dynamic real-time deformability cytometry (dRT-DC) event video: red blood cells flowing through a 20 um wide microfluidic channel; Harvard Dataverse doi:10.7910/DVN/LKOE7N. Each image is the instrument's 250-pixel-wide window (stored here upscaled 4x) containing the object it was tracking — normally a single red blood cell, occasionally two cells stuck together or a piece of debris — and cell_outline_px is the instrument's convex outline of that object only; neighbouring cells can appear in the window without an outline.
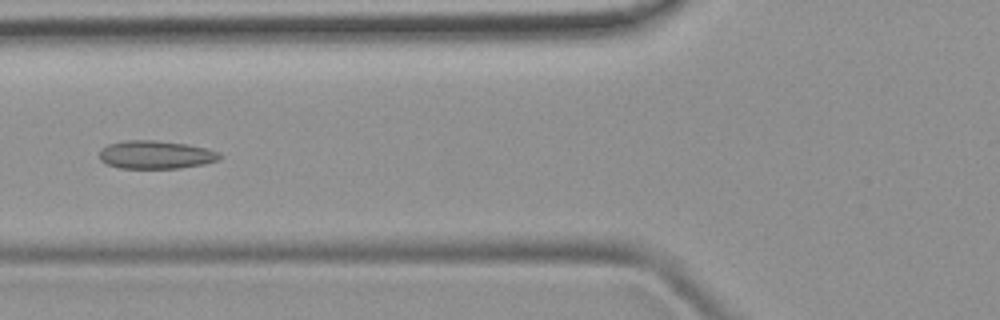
{"species": "common noctule bat (a hibernating species)", "species_latin": "Nyctalus noctula", "temperature_condition": "room temperature", "stored_images_in_passage": 43, "camera_frame_rate_fps": 3000, "um_per_image_px": 0.085, "animal": {"sex": "female", "body_mass_g": 19.9}, "frame": {"image": 1, "passage_image": 13, "time_ms": 4.0, "image_size_px": [1000, 320], "cell_outline_px": [[224, 156], [220, 160], [204, 164], [180, 168], [120, 168], [108, 164], [100, 160], [100, 148], [108, 144], [124, 140], [156, 140], [188, 144], [208, 148], [220, 152]], "centroid_in_image_um": [13.29, 13.14], "position_along_channel_um": 112.5, "area_um2": 20.06}}
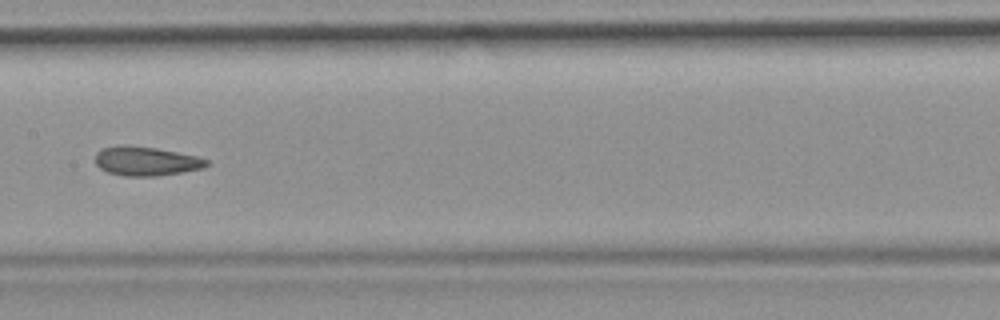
{"frame": {"image": 2, "passage_image": 19, "time_ms": 6.0, "image_size_px": [1000, 320], "cell_outline_px": [[208, 164], [204, 168], [184, 172], [156, 176], [124, 176], [108, 172], [100, 168], [96, 164], [96, 152], [104, 148], [156, 148], [196, 156], [208, 160]], "centroid_in_image_um": [12.48, 13.75], "position_along_channel_um": 194.9, "area_um2": 18.09}}